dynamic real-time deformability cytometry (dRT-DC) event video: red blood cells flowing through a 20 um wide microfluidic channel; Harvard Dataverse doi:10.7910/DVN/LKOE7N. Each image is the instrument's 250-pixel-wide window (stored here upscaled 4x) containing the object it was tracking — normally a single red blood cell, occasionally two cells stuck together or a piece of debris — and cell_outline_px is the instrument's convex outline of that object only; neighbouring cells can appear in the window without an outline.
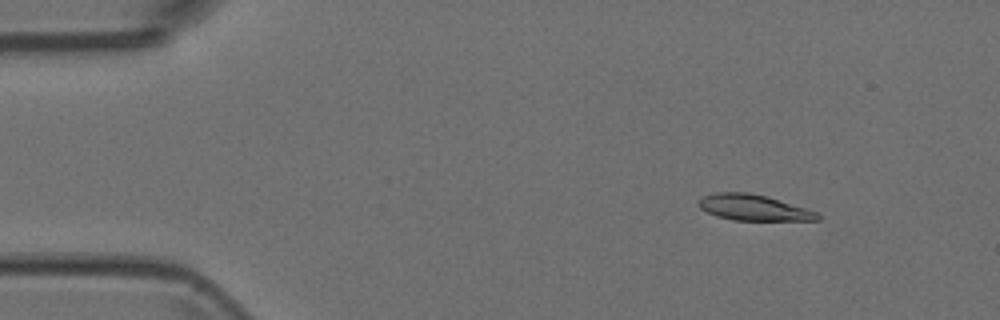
{"species": "Egyptian fruit bat (a non-hibernating species)", "species_latin": "Rousettus aegyptiacus", "temperature_condition": "room temperature", "stored_images_in_passage": 4, "camera_frame_rate_fps": 3000, "um_per_image_px": 0.085, "animal": {"sex": "female"}, "frame": {"image": 1, "passage_image": 2, "time_ms": 0.333, "image_size_px": [1000, 320], "cell_outline_px": [[820, 220], [732, 220], [716, 216], [700, 208], [696, 204], [704, 196], [716, 192], [748, 192], [768, 196], [820, 212]], "centroid_in_image_um": [64.09, 17.64], "position_along_channel_um": 20.9, "area_um2": 18.09}}